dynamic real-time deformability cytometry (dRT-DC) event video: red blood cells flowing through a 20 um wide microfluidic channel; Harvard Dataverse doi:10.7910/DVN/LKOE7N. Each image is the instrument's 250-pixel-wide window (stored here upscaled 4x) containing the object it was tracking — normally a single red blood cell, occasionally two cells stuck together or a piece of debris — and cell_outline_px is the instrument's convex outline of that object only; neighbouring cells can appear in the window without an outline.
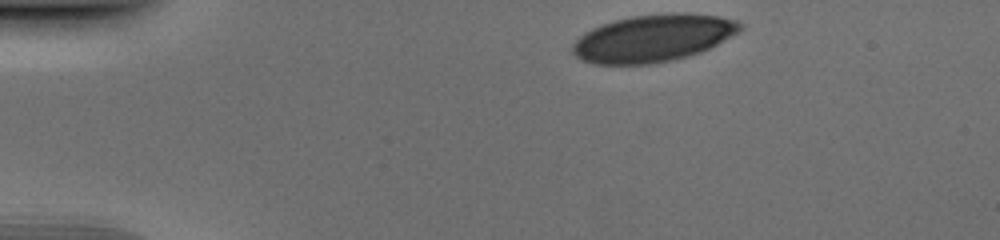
{"species": "human", "species_latin": "Homo sapiens", "temperature_condition": "cold", "stored_images_in_passage": 36, "camera_frame_rate_fps": 3000, "um_per_image_px": 0.085, "donor": {"sex": "male"}, "frame": {"image": 1, "passage_image": 1, "time_ms": 0.0, "image_size_px": [1000, 240], "cell_outline_px": [[744, 28], [716, 44], [700, 52], [688, 56], [672, 60], [652, 64], [596, 64], [580, 60], [572, 52], [572, 44], [584, 32], [592, 28], [616, 20], [632, 16], [676, 12], [688, 12], [716, 16], [736, 20]], "centroid_in_image_um": [55.49, 3.24], "position_along_channel_um": 29.5, "area_um2": 45.89}}
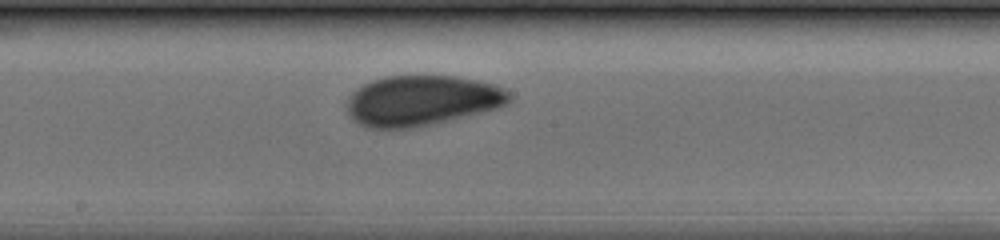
{"frame": {"image": 2, "passage_image": 20, "time_ms": 6.333, "image_size_px": [1000, 240], "cell_outline_px": [[512, 100], [508, 104], [500, 108], [432, 124], [412, 128], [364, 128], [348, 112], [348, 96], [356, 88], [372, 80], [384, 76], [452, 76], [476, 80], [496, 84], [512, 92]], "centroid_in_image_um": [35.91, 8.54], "position_along_channel_um": 212.3, "area_um2": 47.86}}
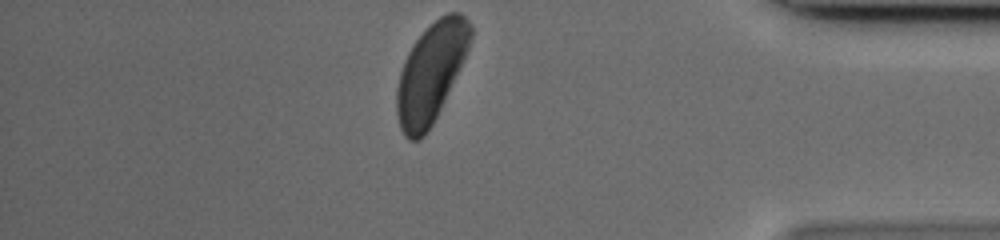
{"frame": {"image": 3, "passage_image": 36, "time_ms": 11.667, "image_size_px": [1000, 240], "cell_outline_px": [[472, 36], [468, 48], [440, 108], [432, 124], [424, 136], [420, 140], [408, 140], [404, 136], [400, 128], [396, 112], [396, 88], [400, 72], [404, 60], [408, 52], [416, 40], [440, 16], [448, 12], [460, 12], [468, 20], [472, 28]], "centroid_in_image_um": [36.59, 6.2], "position_along_channel_um": 398.6, "area_um2": 41.79}}